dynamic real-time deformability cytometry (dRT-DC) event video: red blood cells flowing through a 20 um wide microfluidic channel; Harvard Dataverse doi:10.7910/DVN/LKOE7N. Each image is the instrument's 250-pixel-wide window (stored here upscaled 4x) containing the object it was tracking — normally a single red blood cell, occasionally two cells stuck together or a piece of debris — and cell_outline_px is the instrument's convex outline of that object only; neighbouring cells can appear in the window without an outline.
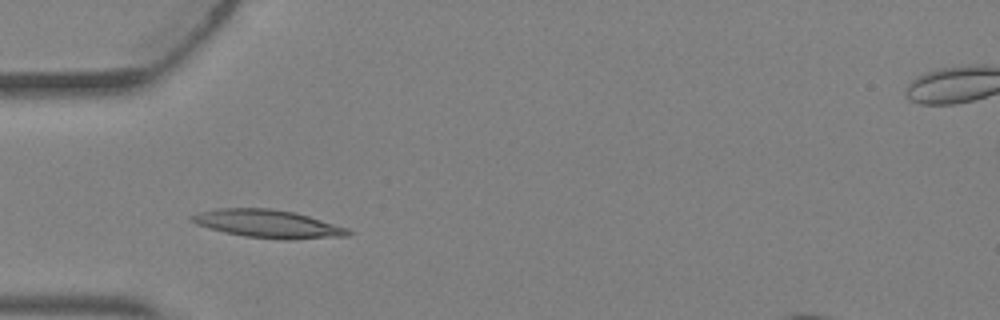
{"species": "Egyptian fruit bat (a non-hibernating species)", "species_latin": "Rousettus aegyptiacus", "temperature_condition": "warm", "stored_images_in_passage": 3, "camera_frame_rate_fps": 3000, "um_per_image_px": 0.085, "animal": {"sex": "female"}, "frame": {"image": 1, "passage_image": 2, "time_ms": 0.333, "image_size_px": [1000, 320], "cell_outline_px": [[352, 232], [348, 236], [244, 236], [224, 232], [196, 224], [188, 220], [188, 216], [200, 212], [216, 208], [268, 208], [296, 212], [348, 228]], "centroid_in_image_um": [22.62, 18.95], "position_along_channel_um": 62.4, "area_um2": 24.1}}
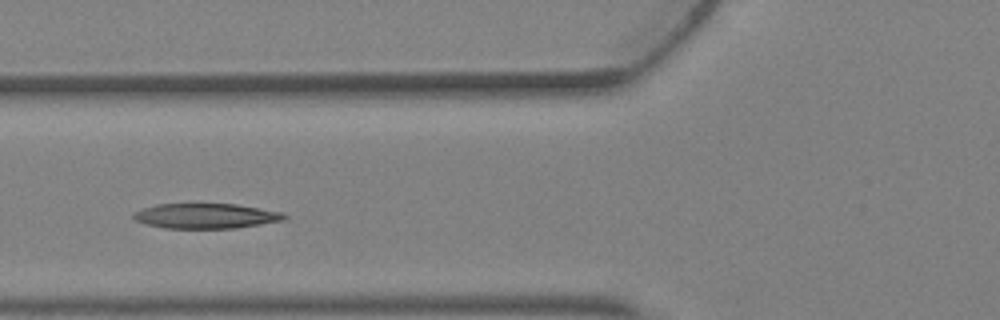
{"frame": {"image": 2, "passage_image": 3, "time_ms": 0.667, "image_size_px": [1000, 320], "cell_outline_px": [[288, 216], [284, 220], [236, 228], [164, 228], [144, 224], [136, 220], [132, 216], [132, 212], [140, 208], [156, 204], [236, 204], [284, 212]], "centroid_in_image_um": [17.46, 18.35], "position_along_channel_um": 108.3, "area_um2": 22.2}}